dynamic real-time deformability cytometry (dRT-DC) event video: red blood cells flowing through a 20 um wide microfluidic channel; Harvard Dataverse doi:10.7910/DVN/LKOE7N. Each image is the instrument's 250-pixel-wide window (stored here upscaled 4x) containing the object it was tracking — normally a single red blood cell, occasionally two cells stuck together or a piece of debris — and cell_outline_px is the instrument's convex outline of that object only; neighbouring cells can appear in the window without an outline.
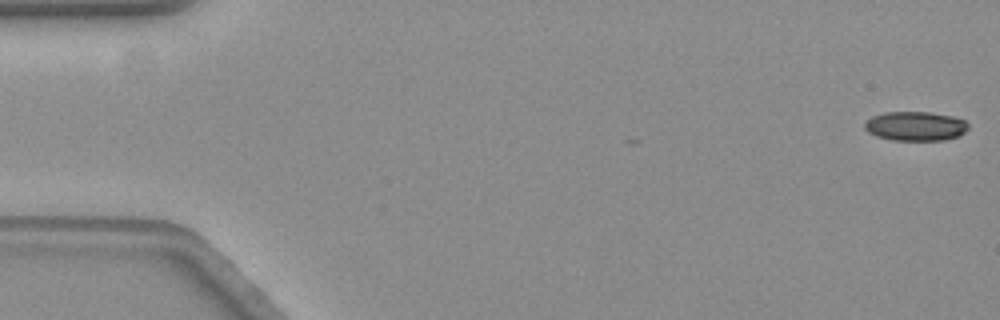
{"species": "common noctule bat (a hibernating species)", "species_latin": "Nyctalus noctula", "temperature_condition": "warm", "stored_images_in_passage": 58, "camera_frame_rate_fps": 3000, "um_per_image_px": 0.085, "animal": {"sex": "female", "body_mass_g": 19.3, "forearm_length_mm": 54.1}, "frame": {"image": 1, "passage_image": 1, "time_ms": 0.0, "image_size_px": [1000, 320], "cell_outline_px": [[968, 128], [964, 132], [956, 136], [944, 140], [892, 140], [876, 136], [868, 132], [864, 128], [864, 124], [872, 116], [884, 112], [932, 112], [952, 116], [964, 120], [968, 124]], "centroid_in_image_um": [77.79, 10.71], "position_along_channel_um": 7.2, "area_um2": 17.63}}
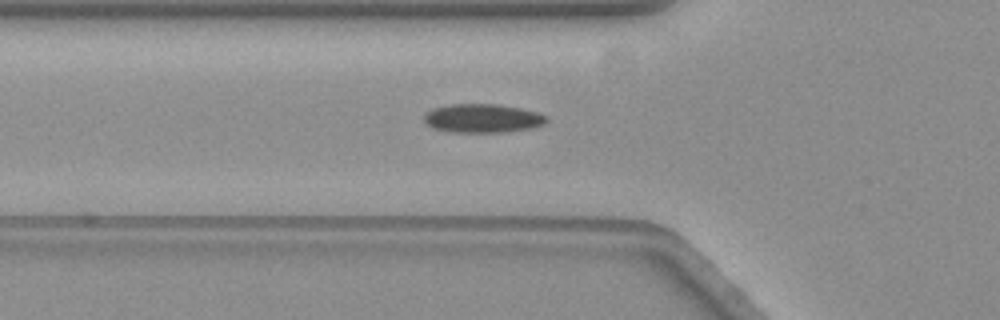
{"frame": {"image": 2, "passage_image": 21, "time_ms": 6.667, "image_size_px": [1000, 320], "cell_outline_px": [[548, 120], [544, 124], [532, 128], [504, 132], [448, 132], [432, 128], [424, 120], [424, 116], [432, 108], [448, 104], [500, 104], [520, 108], [536, 112], [544, 116]], "centroid_in_image_um": [40.99, 10.05], "position_along_channel_um": 84.8, "area_um2": 20.52}}
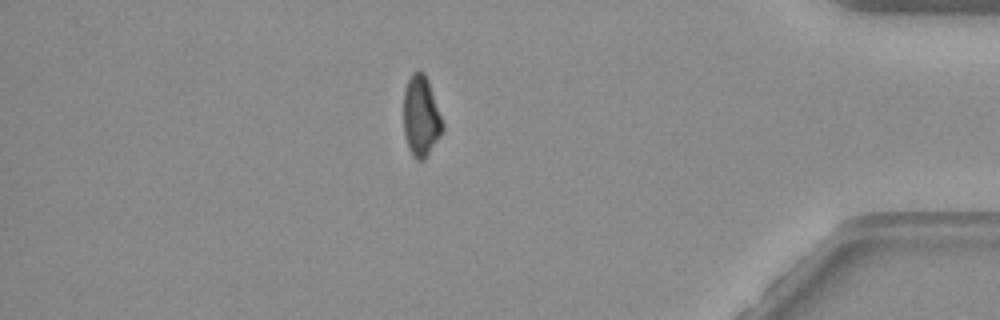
{"frame": {"image": 3, "passage_image": 51, "time_ms": 16.667, "image_size_px": [1000, 320], "cell_outline_px": [[444, 128], [424, 160], [416, 160], [412, 156], [408, 148], [404, 132], [404, 92], [408, 80], [412, 72], [424, 72], [428, 80], [444, 124]], "centroid_in_image_um": [35.78, 9.9], "position_along_channel_um": 399.4, "area_um2": 18.15}, "authors_computed_cell_mechanics": {"area_um2": 19.5364, "velocity_mm_per_s": 3.5489, "shape_relaxation_time_tau1_ms": null, "shape_relaxation_time_tau2_ms": 5.9486, "deformation_change_tau1": null, "deformation_change_tau2": 0.1042}}